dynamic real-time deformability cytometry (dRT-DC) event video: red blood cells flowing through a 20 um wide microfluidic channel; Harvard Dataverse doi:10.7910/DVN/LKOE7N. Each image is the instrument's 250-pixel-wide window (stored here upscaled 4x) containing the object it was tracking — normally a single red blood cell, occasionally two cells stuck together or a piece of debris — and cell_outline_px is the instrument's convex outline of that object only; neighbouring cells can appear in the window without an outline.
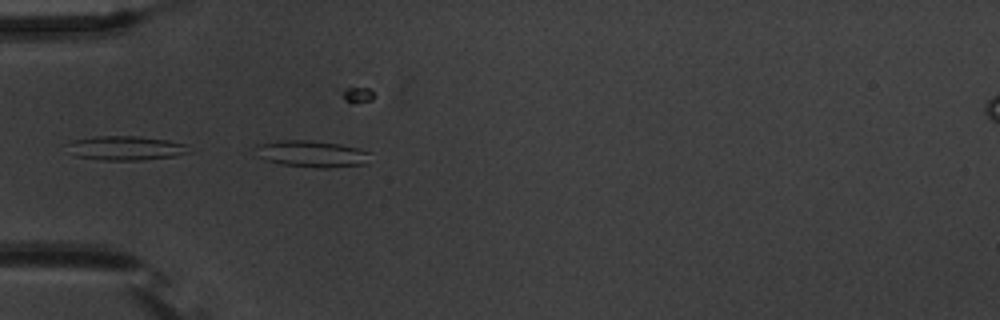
{"species": "common noctule bat (a hibernating species)", "species_latin": "Nyctalus noctula", "temperature_condition": "warm", "stored_images_in_passage": 12, "camera_frame_rate_fps": 3000, "um_per_image_px": 0.085, "animal": {"sex": "male", "body_mass_g": 20.1, "forearm_length_mm": 53.5}, "frame": {"image": 1, "passage_image": 6, "time_ms": 1.667, "image_size_px": [1000, 320], "cell_outline_px": [[368, 164], [324, 168], [320, 168], [284, 164], [268, 160], [256, 156], [256, 144], [276, 140], [312, 140], [340, 144], [356, 148], [368, 152]], "centroid_in_image_um": [26.47, 13.06], "position_along_channel_um": 58.5, "area_um2": 17.69}}